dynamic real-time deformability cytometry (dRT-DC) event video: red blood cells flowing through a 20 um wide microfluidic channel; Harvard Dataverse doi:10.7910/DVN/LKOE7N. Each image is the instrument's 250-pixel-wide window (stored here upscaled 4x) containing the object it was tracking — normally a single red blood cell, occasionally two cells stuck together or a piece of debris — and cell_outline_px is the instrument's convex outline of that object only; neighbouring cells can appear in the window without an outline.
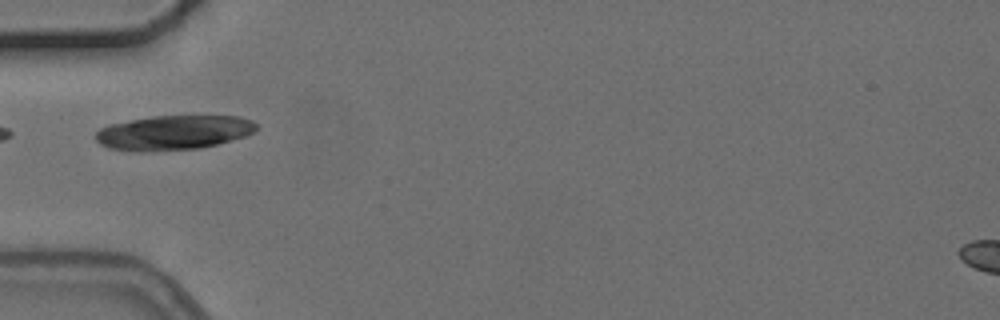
{"species": "common noctule bat (a hibernating species)", "species_latin": "Nyctalus noctula", "temperature_condition": "cold", "stored_images_in_passage": 1, "camera_frame_rate_fps": 3000, "um_per_image_px": 0.085, "animal": {"sex": "female", "body_mass_g": 24.6, "forearm_length_mm": 56.2}, "frame": {"image": 1, "passage_image": 1, "time_ms": 0.0, "image_size_px": [1000, 320], "cell_outline_px": [[256, 128], [252, 132], [244, 136], [216, 144], [200, 148], [152, 152], [136, 152], [108, 148], [100, 144], [96, 140], [96, 132], [100, 128], [108, 124], [152, 116], [240, 116], [252, 120], [256, 124]], "centroid_in_image_um": [14.69, 11.28], "position_along_channel_um": 70.3, "area_um2": 32.48}}